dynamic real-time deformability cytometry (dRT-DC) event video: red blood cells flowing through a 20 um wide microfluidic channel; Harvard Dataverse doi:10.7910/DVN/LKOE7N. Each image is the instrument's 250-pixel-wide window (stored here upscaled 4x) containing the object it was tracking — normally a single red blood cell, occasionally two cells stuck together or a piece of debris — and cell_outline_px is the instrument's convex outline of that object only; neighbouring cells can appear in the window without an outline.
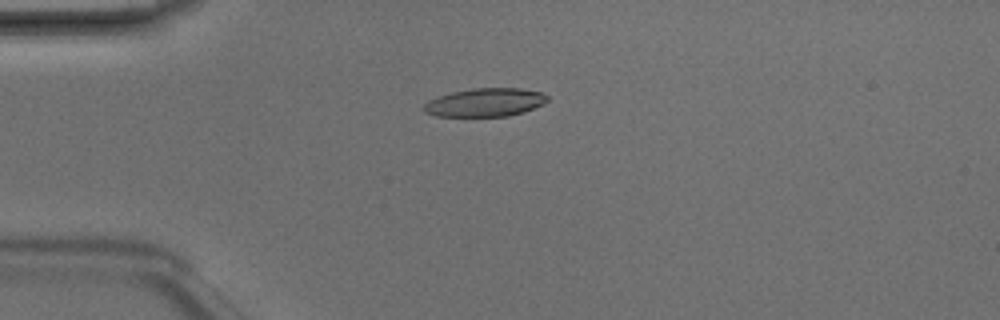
{"species": "Egyptian fruit bat (a non-hibernating species)", "species_latin": "Rousettus aegyptiacus", "temperature_condition": "room temperature", "stored_images_in_passage": 3, "camera_frame_rate_fps": 3000, "um_per_image_px": 0.085, "animal": {"sex": "male"}, "frame": {"image": 1, "passage_image": 2, "time_ms": 0.333, "image_size_px": [1000, 320], "cell_outline_px": [[548, 100], [544, 104], [524, 112], [508, 116], [436, 116], [424, 112], [420, 108], [428, 100], [452, 92], [472, 88], [520, 88], [540, 92], [548, 96]], "centroid_in_image_um": [41.22, 8.71], "position_along_channel_um": 43.8, "area_um2": 20.52}}